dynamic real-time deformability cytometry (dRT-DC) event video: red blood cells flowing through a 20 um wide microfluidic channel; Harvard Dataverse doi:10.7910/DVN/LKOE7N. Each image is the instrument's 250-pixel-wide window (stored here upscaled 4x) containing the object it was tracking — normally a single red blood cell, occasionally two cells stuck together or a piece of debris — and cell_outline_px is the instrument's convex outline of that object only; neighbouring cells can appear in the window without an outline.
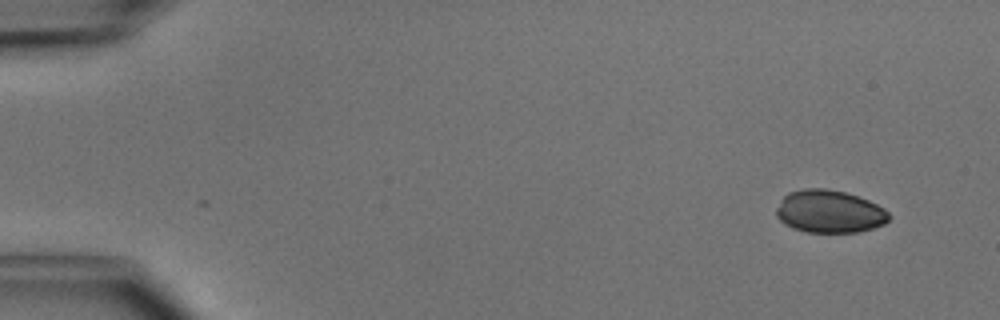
{"species": "common noctule bat (a hibernating species)", "species_latin": "Nyctalus noctula", "temperature_condition": "cold", "stored_images_in_passage": 47, "camera_frame_rate_fps": 3000, "um_per_image_px": 0.085, "animal": {"sex": "male", "body_mass_g": 15.6}, "frame": {"image": 1, "passage_image": 1, "time_ms": 0.0, "image_size_px": [1000, 320], "cell_outline_px": [[892, 216], [884, 224], [860, 232], [804, 232], [792, 228], [784, 224], [776, 216], [776, 208], [780, 200], [788, 192], [804, 188], [824, 188], [844, 192], [868, 200], [884, 208]], "centroid_in_image_um": [70.48, 17.98], "position_along_channel_um": 14.5, "area_um2": 28.21}}
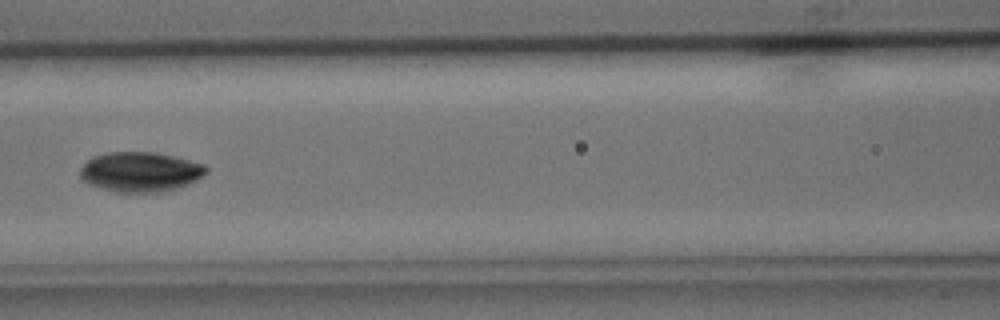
{"frame": {"image": 2, "passage_image": 20, "time_ms": 6.333, "image_size_px": [1000, 320], "cell_outline_px": [[208, 172], [204, 176], [188, 184], [176, 188], [160, 192], [116, 192], [100, 188], [88, 184], [80, 176], [80, 168], [92, 156], [108, 152], [156, 152], [204, 164], [208, 168]], "centroid_in_image_um": [11.92, 14.6], "position_along_channel_um": 154.7, "area_um2": 29.3}}
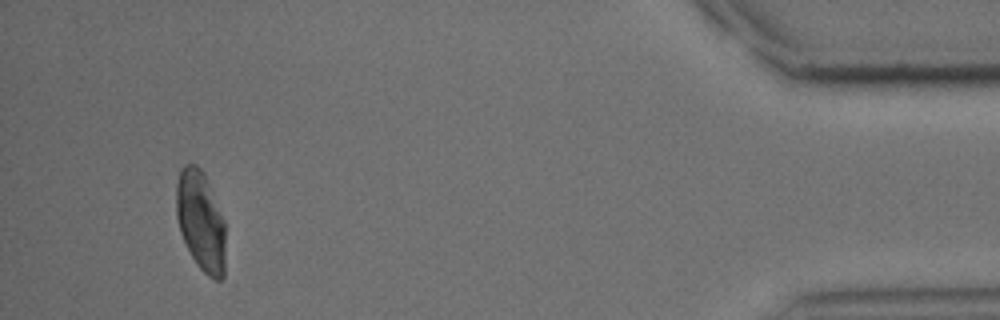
{"frame": {"image": 3, "passage_image": 44, "time_ms": 14.333, "image_size_px": [1000, 320], "cell_outline_px": [[224, 276], [220, 280], [216, 280], [208, 276], [196, 264], [180, 232], [176, 216], [176, 184], [180, 172], [184, 164], [196, 164], [204, 172], [208, 180], [224, 220]], "centroid_in_image_um": [17.05, 18.76], "position_along_channel_um": 418.1, "area_um2": 28.61}, "authors_computed_cell_mechanics": {"area_um2": 28.9578, "velocity_mm_per_s": 4.0977, "shape_relaxation_time_tau1_ms": 2.9636, "shape_relaxation_time_tau2_ms": 9.6588, "deformation_change_tau1": 0.1083, "deformation_change_tau2": 0.0659}}